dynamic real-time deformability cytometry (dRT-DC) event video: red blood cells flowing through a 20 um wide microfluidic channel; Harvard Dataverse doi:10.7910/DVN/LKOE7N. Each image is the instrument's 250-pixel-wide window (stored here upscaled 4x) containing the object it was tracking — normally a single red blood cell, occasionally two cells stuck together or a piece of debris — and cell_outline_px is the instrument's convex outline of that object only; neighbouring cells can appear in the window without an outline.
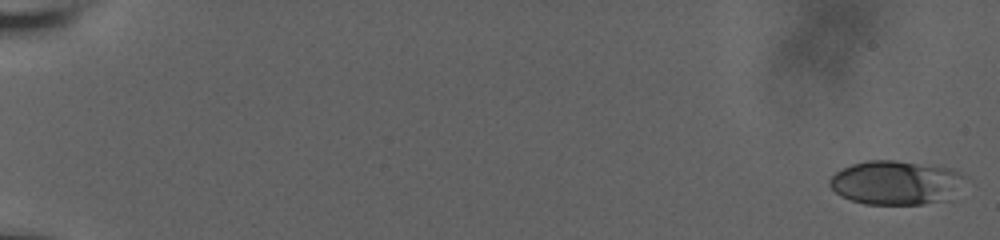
{"species": "human", "species_latin": "Homo sapiens", "temperature_condition": "room temperature", "stored_images_in_passage": 59, "camera_frame_rate_fps": 3000, "um_per_image_px": 0.085, "donor": {"sex": "male"}, "frame": {"image": 1, "passage_image": 1, "time_ms": 0.0, "image_size_px": [1000, 240], "cell_outline_px": [[976, 184], [944, 200], [924, 204], [864, 204], [840, 196], [828, 184], [828, 180], [836, 172], [852, 164], [868, 160], [896, 160], [952, 168], [968, 176]], "centroid_in_image_um": [76.33, 15.52], "position_along_channel_um": 8.7, "area_um2": 35.84}}
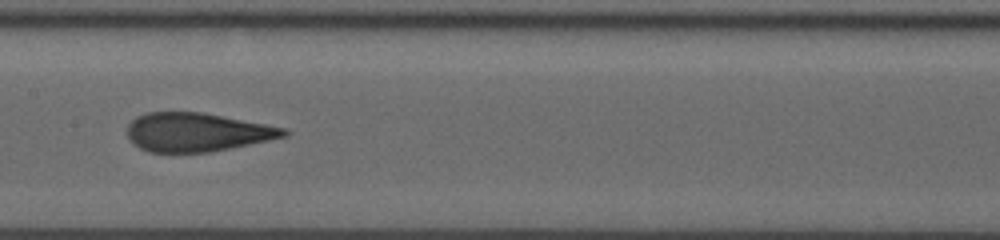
{"frame": {"image": 2, "passage_image": 33, "time_ms": 10.667, "image_size_px": [1000, 240], "cell_outline_px": [[292, 132], [288, 136], [208, 152], [148, 152], [140, 148], [128, 136], [128, 124], [136, 116], [148, 112], [200, 112], [264, 124], [284, 128]], "centroid_in_image_um": [16.73, 11.23], "position_along_channel_um": 190.7, "area_um2": 34.8}}
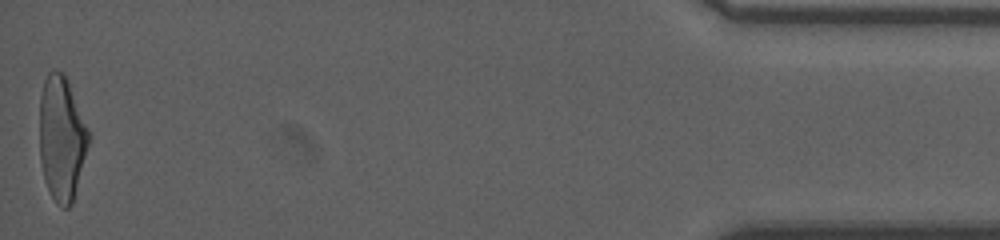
{"frame": {"image": 3, "passage_image": 59, "time_ms": 19.333, "image_size_px": [1000, 240], "cell_outline_px": [[88, 144], [72, 204], [68, 208], [60, 208], [56, 204], [44, 180], [40, 160], [40, 96], [44, 80], [48, 72], [52, 68], [56, 68], [64, 72], [68, 80], [88, 132]], "centroid_in_image_um": [5.2, 11.73], "position_along_channel_um": 430.0, "area_um2": 35.32}, "authors_computed_cell_mechanics": {"area_um2": 35.3158, "velocity_mm_per_s": 3.721, "shape_relaxation_time_tau1_ms": 6.6055, "shape_relaxation_time_tau2_ms": 1.0111, "deformation_change_tau1": 0.2271, "deformation_change_tau2": 0.088}}